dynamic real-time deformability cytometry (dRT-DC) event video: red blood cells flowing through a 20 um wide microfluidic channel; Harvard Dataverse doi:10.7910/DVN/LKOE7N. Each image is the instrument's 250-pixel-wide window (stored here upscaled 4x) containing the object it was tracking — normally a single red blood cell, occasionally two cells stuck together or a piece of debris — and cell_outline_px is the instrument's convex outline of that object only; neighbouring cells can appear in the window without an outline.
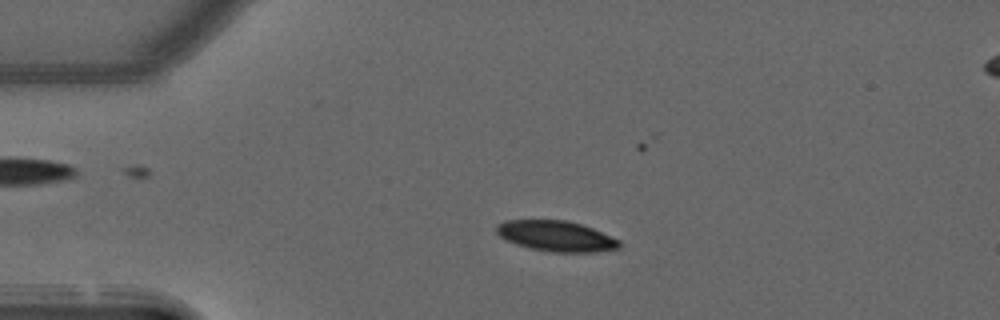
{"species": "common noctule bat (a hibernating species)", "species_latin": "Nyctalus noctula", "temperature_condition": "warm", "stored_images_in_passage": 40, "camera_frame_rate_fps": 3000, "um_per_image_px": 0.085, "animal": {"sex": "male", "forearm_length_mm": 52.5}, "frame": {"image": 1, "passage_image": 12, "time_ms": 3.667, "image_size_px": [1000, 320], "cell_outline_px": [[620, 248], [596, 252], [552, 252], [532, 248], [516, 244], [500, 236], [496, 232], [496, 224], [504, 220], [564, 220], [580, 224], [592, 228], [620, 240]], "centroid_in_image_um": [47.27, 20.06], "position_along_channel_um": 37.7, "area_um2": 21.73}}
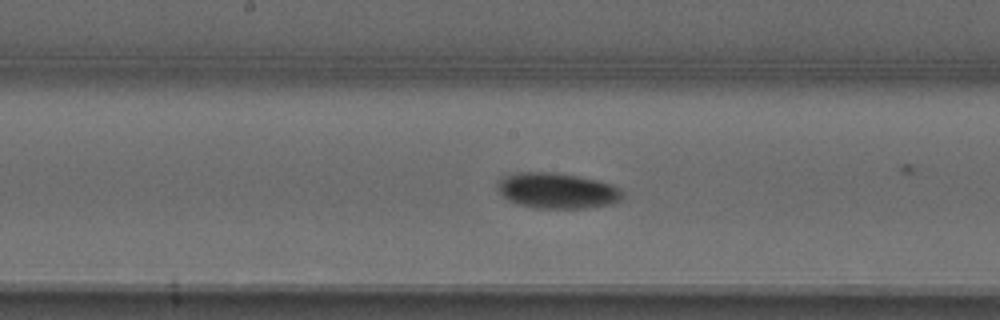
{"frame": {"image": 2, "passage_image": 27, "time_ms": 8.667, "image_size_px": [1000, 320], "cell_outline_px": [[624, 196], [620, 200], [612, 204], [584, 208], [536, 208], [520, 204], [508, 200], [496, 188], [496, 180], [504, 176], [516, 172], [552, 172], [576, 176], [596, 180], [612, 184], [620, 188]], "centroid_in_image_um": [47.34, 16.2], "position_along_channel_um": 200.9, "area_um2": 26.01}}
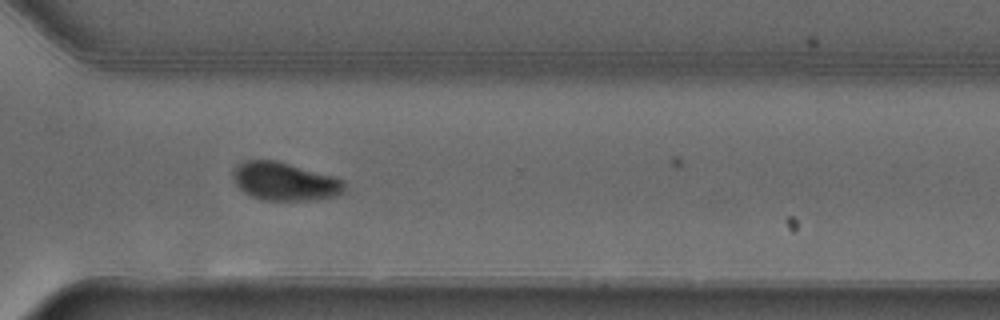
{"frame": {"image": 3, "passage_image": 38, "time_ms": 12.333, "image_size_px": [1000, 320], "cell_outline_px": [[344, 192], [332, 196], [308, 200], [264, 200], [252, 196], [244, 192], [236, 184], [232, 176], [232, 172], [236, 164], [248, 160], [276, 160], [332, 176], [344, 180]], "centroid_in_image_um": [24.15, 15.41], "position_along_channel_um": 346.4, "area_um2": 24.51}}